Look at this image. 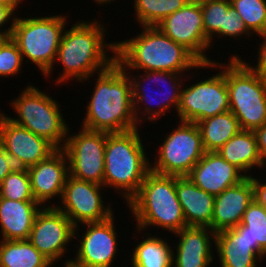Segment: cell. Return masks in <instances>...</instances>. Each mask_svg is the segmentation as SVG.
<instances>
[{
	"mask_svg": "<svg viewBox=\"0 0 266 267\" xmlns=\"http://www.w3.org/2000/svg\"><path fill=\"white\" fill-rule=\"evenodd\" d=\"M97 21H78L69 30L65 28L56 58L63 69L54 80L55 85H62L73 78L76 82L90 81V77L92 79L94 74L104 71L116 61V42L105 41L107 29ZM108 51L114 55L109 56Z\"/></svg>",
	"mask_w": 266,
	"mask_h": 267,
	"instance_id": "1",
	"label": "cell"
},
{
	"mask_svg": "<svg viewBox=\"0 0 266 267\" xmlns=\"http://www.w3.org/2000/svg\"><path fill=\"white\" fill-rule=\"evenodd\" d=\"M95 81L80 127L108 133L138 128L133 111L132 84L127 72L115 61L99 72Z\"/></svg>",
	"mask_w": 266,
	"mask_h": 267,
	"instance_id": "2",
	"label": "cell"
},
{
	"mask_svg": "<svg viewBox=\"0 0 266 267\" xmlns=\"http://www.w3.org/2000/svg\"><path fill=\"white\" fill-rule=\"evenodd\" d=\"M116 62L125 70L167 71L184 74L209 68L184 46L177 44L156 26H142L141 33L116 43ZM188 70V71H187Z\"/></svg>",
	"mask_w": 266,
	"mask_h": 267,
	"instance_id": "3",
	"label": "cell"
},
{
	"mask_svg": "<svg viewBox=\"0 0 266 267\" xmlns=\"http://www.w3.org/2000/svg\"><path fill=\"white\" fill-rule=\"evenodd\" d=\"M138 129L108 133L106 137L103 186L118 190L127 203L151 171Z\"/></svg>",
	"mask_w": 266,
	"mask_h": 267,
	"instance_id": "4",
	"label": "cell"
},
{
	"mask_svg": "<svg viewBox=\"0 0 266 267\" xmlns=\"http://www.w3.org/2000/svg\"><path fill=\"white\" fill-rule=\"evenodd\" d=\"M135 217L140 234L148 226L175 234L186 227L185 217L176 193V176L150 171L137 194L126 203Z\"/></svg>",
	"mask_w": 266,
	"mask_h": 267,
	"instance_id": "5",
	"label": "cell"
},
{
	"mask_svg": "<svg viewBox=\"0 0 266 267\" xmlns=\"http://www.w3.org/2000/svg\"><path fill=\"white\" fill-rule=\"evenodd\" d=\"M238 56L226 64L230 111L242 130L254 131L266 123V81Z\"/></svg>",
	"mask_w": 266,
	"mask_h": 267,
	"instance_id": "6",
	"label": "cell"
},
{
	"mask_svg": "<svg viewBox=\"0 0 266 267\" xmlns=\"http://www.w3.org/2000/svg\"><path fill=\"white\" fill-rule=\"evenodd\" d=\"M68 15L15 18L11 38L16 42L23 60H30L42 75L51 76L55 66Z\"/></svg>",
	"mask_w": 266,
	"mask_h": 267,
	"instance_id": "7",
	"label": "cell"
},
{
	"mask_svg": "<svg viewBox=\"0 0 266 267\" xmlns=\"http://www.w3.org/2000/svg\"><path fill=\"white\" fill-rule=\"evenodd\" d=\"M10 103L19 118L5 114L9 120L47 139L57 149L64 148L71 128L65 122L58 101L30 84Z\"/></svg>",
	"mask_w": 266,
	"mask_h": 267,
	"instance_id": "8",
	"label": "cell"
},
{
	"mask_svg": "<svg viewBox=\"0 0 266 267\" xmlns=\"http://www.w3.org/2000/svg\"><path fill=\"white\" fill-rule=\"evenodd\" d=\"M158 154L150 163V170L157 174L187 176L206 152L196 123L180 121L176 128L157 148Z\"/></svg>",
	"mask_w": 266,
	"mask_h": 267,
	"instance_id": "9",
	"label": "cell"
},
{
	"mask_svg": "<svg viewBox=\"0 0 266 267\" xmlns=\"http://www.w3.org/2000/svg\"><path fill=\"white\" fill-rule=\"evenodd\" d=\"M225 65V66H224ZM209 68L222 70L205 80L182 87L177 116L180 121L197 123L230 110L226 85V62H209Z\"/></svg>",
	"mask_w": 266,
	"mask_h": 267,
	"instance_id": "10",
	"label": "cell"
},
{
	"mask_svg": "<svg viewBox=\"0 0 266 267\" xmlns=\"http://www.w3.org/2000/svg\"><path fill=\"white\" fill-rule=\"evenodd\" d=\"M126 72L129 75L130 80H131V84H132L133 111H134V116H135L138 124L142 125V122H144V120H146V121L150 120V122L154 123L157 119L161 118L160 116H164V114H165V112H167V110L170 111L172 108L173 109L176 108L175 111H177V109L179 107V102H180L181 90L183 87V81L181 82V80L184 79V78H182V77H184V74L167 72V71H142V72H144V74L142 73L141 76L138 74H137V76L136 75L132 76V73H129L128 71H126ZM147 81L149 84H150V82H153V83L155 82V84L157 82L158 85H159V83H161V84L163 83L162 85H160L161 87L166 86V85L167 86L165 87V89H162L163 92H162V90L159 91L160 94H158L159 92L157 93V91H155L156 92L155 95L152 94V92H151L152 95L149 96L150 92L146 91V90H148V88L145 86L147 84ZM149 84H147V85H149ZM168 86H169V88H167ZM165 90H167V91H165ZM152 91H153V89H152ZM161 93H163V94H161ZM157 94L159 96L163 95L162 96V97H164V98H162L163 100L158 99ZM153 95L156 96L157 98L155 99ZM159 98H161V97H159ZM140 103H142V104H140ZM143 103H145L144 106L146 105L144 109H142L143 107H141L143 105ZM151 104L152 105L155 104L154 105L155 108ZM140 109H142L144 111L142 112V111H140ZM145 114L147 115L146 118H144V116H143Z\"/></svg>",
	"mask_w": 266,
	"mask_h": 267,
	"instance_id": "11",
	"label": "cell"
},
{
	"mask_svg": "<svg viewBox=\"0 0 266 267\" xmlns=\"http://www.w3.org/2000/svg\"><path fill=\"white\" fill-rule=\"evenodd\" d=\"M69 132L70 130L63 148L69 160V175L79 180L103 185L108 132L91 131L82 127L73 135Z\"/></svg>",
	"mask_w": 266,
	"mask_h": 267,
	"instance_id": "12",
	"label": "cell"
},
{
	"mask_svg": "<svg viewBox=\"0 0 266 267\" xmlns=\"http://www.w3.org/2000/svg\"><path fill=\"white\" fill-rule=\"evenodd\" d=\"M103 187V185L79 180L68 175L60 206L56 205V207L71 220L75 227L74 239L76 237L78 239L79 225L101 222L113 215L111 203L106 206L102 199Z\"/></svg>",
	"mask_w": 266,
	"mask_h": 267,
	"instance_id": "13",
	"label": "cell"
},
{
	"mask_svg": "<svg viewBox=\"0 0 266 267\" xmlns=\"http://www.w3.org/2000/svg\"><path fill=\"white\" fill-rule=\"evenodd\" d=\"M71 220L56 206H44L37 213L28 240L52 264L64 257L74 240Z\"/></svg>",
	"mask_w": 266,
	"mask_h": 267,
	"instance_id": "14",
	"label": "cell"
},
{
	"mask_svg": "<svg viewBox=\"0 0 266 267\" xmlns=\"http://www.w3.org/2000/svg\"><path fill=\"white\" fill-rule=\"evenodd\" d=\"M156 27L189 50L201 63L215 61L206 55L210 42L205 37L200 2L186 3L181 9L164 18Z\"/></svg>",
	"mask_w": 266,
	"mask_h": 267,
	"instance_id": "15",
	"label": "cell"
},
{
	"mask_svg": "<svg viewBox=\"0 0 266 267\" xmlns=\"http://www.w3.org/2000/svg\"><path fill=\"white\" fill-rule=\"evenodd\" d=\"M0 143L17 168L28 169L57 150L47 139L12 122L3 112H0Z\"/></svg>",
	"mask_w": 266,
	"mask_h": 267,
	"instance_id": "16",
	"label": "cell"
},
{
	"mask_svg": "<svg viewBox=\"0 0 266 267\" xmlns=\"http://www.w3.org/2000/svg\"><path fill=\"white\" fill-rule=\"evenodd\" d=\"M114 214L101 222L85 223L86 231L79 235V245L76 248L75 259L78 264L87 267H111L118 254V234L114 224ZM85 232V233H84ZM113 263V264H112Z\"/></svg>",
	"mask_w": 266,
	"mask_h": 267,
	"instance_id": "17",
	"label": "cell"
},
{
	"mask_svg": "<svg viewBox=\"0 0 266 267\" xmlns=\"http://www.w3.org/2000/svg\"><path fill=\"white\" fill-rule=\"evenodd\" d=\"M69 160L63 149H57L48 158L27 169L31 191L35 201L43 207L52 198H62L66 179L69 175ZM47 201V205L44 203Z\"/></svg>",
	"mask_w": 266,
	"mask_h": 267,
	"instance_id": "18",
	"label": "cell"
},
{
	"mask_svg": "<svg viewBox=\"0 0 266 267\" xmlns=\"http://www.w3.org/2000/svg\"><path fill=\"white\" fill-rule=\"evenodd\" d=\"M187 177L201 190L216 196L239 184L246 175L215 151L205 152Z\"/></svg>",
	"mask_w": 266,
	"mask_h": 267,
	"instance_id": "19",
	"label": "cell"
},
{
	"mask_svg": "<svg viewBox=\"0 0 266 267\" xmlns=\"http://www.w3.org/2000/svg\"><path fill=\"white\" fill-rule=\"evenodd\" d=\"M215 251L219 256L221 267H258L266 254L252 244L245 233V226L241 223L215 235Z\"/></svg>",
	"mask_w": 266,
	"mask_h": 267,
	"instance_id": "20",
	"label": "cell"
},
{
	"mask_svg": "<svg viewBox=\"0 0 266 267\" xmlns=\"http://www.w3.org/2000/svg\"><path fill=\"white\" fill-rule=\"evenodd\" d=\"M175 235L179 241L177 248H172V267H209L213 264L212 244H215L216 233L209 227L186 226Z\"/></svg>",
	"mask_w": 266,
	"mask_h": 267,
	"instance_id": "21",
	"label": "cell"
},
{
	"mask_svg": "<svg viewBox=\"0 0 266 267\" xmlns=\"http://www.w3.org/2000/svg\"><path fill=\"white\" fill-rule=\"evenodd\" d=\"M254 200L252 175L215 196L211 230L215 233L238 226Z\"/></svg>",
	"mask_w": 266,
	"mask_h": 267,
	"instance_id": "22",
	"label": "cell"
},
{
	"mask_svg": "<svg viewBox=\"0 0 266 267\" xmlns=\"http://www.w3.org/2000/svg\"><path fill=\"white\" fill-rule=\"evenodd\" d=\"M176 193L186 225L211 229L215 196L201 190L187 176H176Z\"/></svg>",
	"mask_w": 266,
	"mask_h": 267,
	"instance_id": "23",
	"label": "cell"
},
{
	"mask_svg": "<svg viewBox=\"0 0 266 267\" xmlns=\"http://www.w3.org/2000/svg\"><path fill=\"white\" fill-rule=\"evenodd\" d=\"M42 207L37 201L0 198L2 240H28L35 217Z\"/></svg>",
	"mask_w": 266,
	"mask_h": 267,
	"instance_id": "24",
	"label": "cell"
},
{
	"mask_svg": "<svg viewBox=\"0 0 266 267\" xmlns=\"http://www.w3.org/2000/svg\"><path fill=\"white\" fill-rule=\"evenodd\" d=\"M217 152L244 175L246 173V177L251 176L248 173H251L249 170L252 168L258 167L263 170L266 168L258 151L254 131L240 130Z\"/></svg>",
	"mask_w": 266,
	"mask_h": 267,
	"instance_id": "25",
	"label": "cell"
},
{
	"mask_svg": "<svg viewBox=\"0 0 266 267\" xmlns=\"http://www.w3.org/2000/svg\"><path fill=\"white\" fill-rule=\"evenodd\" d=\"M206 152H215L241 129L238 119L229 110L196 123Z\"/></svg>",
	"mask_w": 266,
	"mask_h": 267,
	"instance_id": "26",
	"label": "cell"
},
{
	"mask_svg": "<svg viewBox=\"0 0 266 267\" xmlns=\"http://www.w3.org/2000/svg\"><path fill=\"white\" fill-rule=\"evenodd\" d=\"M147 231L146 238H142L140 243L135 244L132 256L130 255L132 267H172V247L170 243L166 242L152 233ZM157 237H156V236ZM169 244V245H168Z\"/></svg>",
	"mask_w": 266,
	"mask_h": 267,
	"instance_id": "27",
	"label": "cell"
},
{
	"mask_svg": "<svg viewBox=\"0 0 266 267\" xmlns=\"http://www.w3.org/2000/svg\"><path fill=\"white\" fill-rule=\"evenodd\" d=\"M51 264L29 240H0V267H49Z\"/></svg>",
	"mask_w": 266,
	"mask_h": 267,
	"instance_id": "28",
	"label": "cell"
},
{
	"mask_svg": "<svg viewBox=\"0 0 266 267\" xmlns=\"http://www.w3.org/2000/svg\"><path fill=\"white\" fill-rule=\"evenodd\" d=\"M185 4L184 0H134L135 19L141 27L156 26Z\"/></svg>",
	"mask_w": 266,
	"mask_h": 267,
	"instance_id": "29",
	"label": "cell"
},
{
	"mask_svg": "<svg viewBox=\"0 0 266 267\" xmlns=\"http://www.w3.org/2000/svg\"><path fill=\"white\" fill-rule=\"evenodd\" d=\"M201 11L206 39L210 47L216 35L222 38V28H225L226 13L231 6L230 0H201ZM213 39V40H212Z\"/></svg>",
	"mask_w": 266,
	"mask_h": 267,
	"instance_id": "30",
	"label": "cell"
},
{
	"mask_svg": "<svg viewBox=\"0 0 266 267\" xmlns=\"http://www.w3.org/2000/svg\"><path fill=\"white\" fill-rule=\"evenodd\" d=\"M0 198L17 201H35L26 168H15L0 184Z\"/></svg>",
	"mask_w": 266,
	"mask_h": 267,
	"instance_id": "31",
	"label": "cell"
},
{
	"mask_svg": "<svg viewBox=\"0 0 266 267\" xmlns=\"http://www.w3.org/2000/svg\"><path fill=\"white\" fill-rule=\"evenodd\" d=\"M247 29L259 35L266 30V0H230Z\"/></svg>",
	"mask_w": 266,
	"mask_h": 267,
	"instance_id": "32",
	"label": "cell"
},
{
	"mask_svg": "<svg viewBox=\"0 0 266 267\" xmlns=\"http://www.w3.org/2000/svg\"><path fill=\"white\" fill-rule=\"evenodd\" d=\"M252 244L266 254V210L255 200L247 207L241 222Z\"/></svg>",
	"mask_w": 266,
	"mask_h": 267,
	"instance_id": "33",
	"label": "cell"
},
{
	"mask_svg": "<svg viewBox=\"0 0 266 267\" xmlns=\"http://www.w3.org/2000/svg\"><path fill=\"white\" fill-rule=\"evenodd\" d=\"M23 57L16 42L11 38H4L0 42V77H12L20 73Z\"/></svg>",
	"mask_w": 266,
	"mask_h": 267,
	"instance_id": "34",
	"label": "cell"
},
{
	"mask_svg": "<svg viewBox=\"0 0 266 267\" xmlns=\"http://www.w3.org/2000/svg\"><path fill=\"white\" fill-rule=\"evenodd\" d=\"M242 35L244 37H250L252 33L247 29L244 21L231 5L226 13L225 28H222V37L227 36L236 40L237 37L240 38Z\"/></svg>",
	"mask_w": 266,
	"mask_h": 267,
	"instance_id": "35",
	"label": "cell"
},
{
	"mask_svg": "<svg viewBox=\"0 0 266 267\" xmlns=\"http://www.w3.org/2000/svg\"><path fill=\"white\" fill-rule=\"evenodd\" d=\"M258 36L263 41L260 42L258 45L259 47H257L259 48L257 54V65L255 66L254 64L252 66V64H249L248 62L247 64L255 73H257L263 80L266 81V30L260 33Z\"/></svg>",
	"mask_w": 266,
	"mask_h": 267,
	"instance_id": "36",
	"label": "cell"
},
{
	"mask_svg": "<svg viewBox=\"0 0 266 267\" xmlns=\"http://www.w3.org/2000/svg\"><path fill=\"white\" fill-rule=\"evenodd\" d=\"M14 12L15 11L9 5L0 4V37L2 38L11 37L14 21L16 18ZM9 20H11V24L9 25L10 27L8 29L2 30L1 27L2 26L4 27L6 23H9L8 22Z\"/></svg>",
	"mask_w": 266,
	"mask_h": 267,
	"instance_id": "37",
	"label": "cell"
},
{
	"mask_svg": "<svg viewBox=\"0 0 266 267\" xmlns=\"http://www.w3.org/2000/svg\"><path fill=\"white\" fill-rule=\"evenodd\" d=\"M16 168L12 158L0 143V184L3 179Z\"/></svg>",
	"mask_w": 266,
	"mask_h": 267,
	"instance_id": "38",
	"label": "cell"
},
{
	"mask_svg": "<svg viewBox=\"0 0 266 267\" xmlns=\"http://www.w3.org/2000/svg\"><path fill=\"white\" fill-rule=\"evenodd\" d=\"M252 185L254 188V200L266 210V180L264 183L263 179L260 180L252 175Z\"/></svg>",
	"mask_w": 266,
	"mask_h": 267,
	"instance_id": "39",
	"label": "cell"
},
{
	"mask_svg": "<svg viewBox=\"0 0 266 267\" xmlns=\"http://www.w3.org/2000/svg\"><path fill=\"white\" fill-rule=\"evenodd\" d=\"M260 157L266 165V123L254 130Z\"/></svg>",
	"mask_w": 266,
	"mask_h": 267,
	"instance_id": "40",
	"label": "cell"
},
{
	"mask_svg": "<svg viewBox=\"0 0 266 267\" xmlns=\"http://www.w3.org/2000/svg\"><path fill=\"white\" fill-rule=\"evenodd\" d=\"M22 2L23 0H0V4L9 5L15 11V13L19 5L22 4Z\"/></svg>",
	"mask_w": 266,
	"mask_h": 267,
	"instance_id": "41",
	"label": "cell"
},
{
	"mask_svg": "<svg viewBox=\"0 0 266 267\" xmlns=\"http://www.w3.org/2000/svg\"><path fill=\"white\" fill-rule=\"evenodd\" d=\"M64 267H87V266L78 264L72 258H69L68 260L66 259V261L64 263Z\"/></svg>",
	"mask_w": 266,
	"mask_h": 267,
	"instance_id": "42",
	"label": "cell"
},
{
	"mask_svg": "<svg viewBox=\"0 0 266 267\" xmlns=\"http://www.w3.org/2000/svg\"><path fill=\"white\" fill-rule=\"evenodd\" d=\"M95 1V3H98L99 5H101L102 6V4H108V3H111L112 1H114V0H94Z\"/></svg>",
	"mask_w": 266,
	"mask_h": 267,
	"instance_id": "43",
	"label": "cell"
},
{
	"mask_svg": "<svg viewBox=\"0 0 266 267\" xmlns=\"http://www.w3.org/2000/svg\"><path fill=\"white\" fill-rule=\"evenodd\" d=\"M186 3H196L200 2L201 0H184Z\"/></svg>",
	"mask_w": 266,
	"mask_h": 267,
	"instance_id": "44",
	"label": "cell"
}]
</instances>
